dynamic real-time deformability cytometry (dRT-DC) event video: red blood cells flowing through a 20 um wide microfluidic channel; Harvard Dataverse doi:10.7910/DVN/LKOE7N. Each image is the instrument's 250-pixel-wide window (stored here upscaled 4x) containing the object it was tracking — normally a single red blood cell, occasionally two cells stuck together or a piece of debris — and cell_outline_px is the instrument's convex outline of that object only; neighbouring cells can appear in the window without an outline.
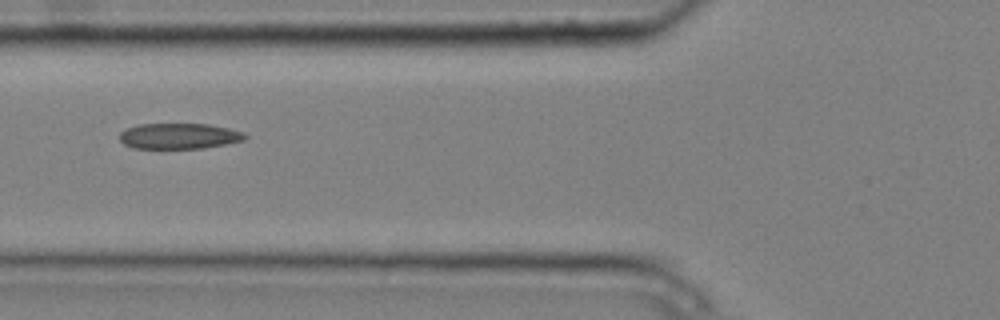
{"species": "common noctule bat (a hibernating species)", "species_latin": "Nyctalus noctula", "temperature_condition": "cold", "stored_images_in_passage": 10, "camera_frame_rate_fps": 3000, "um_per_image_px": 0.085, "animal": {"sex": "male", "body_mass_g": 20.4}, "frame": {"image": 1, "passage_image": 5, "time_ms": 1.333, "image_size_px": [1000, 320], "cell_outline_px": [[248, 136], [244, 140], [204, 148], [132, 148], [124, 144], [120, 140], [120, 132], [136, 124], [208, 124], [228, 128], [244, 132]], "centroid_in_image_um": [15.22, 11.56], "position_along_channel_um": 110.6, "area_um2": 18.73}}
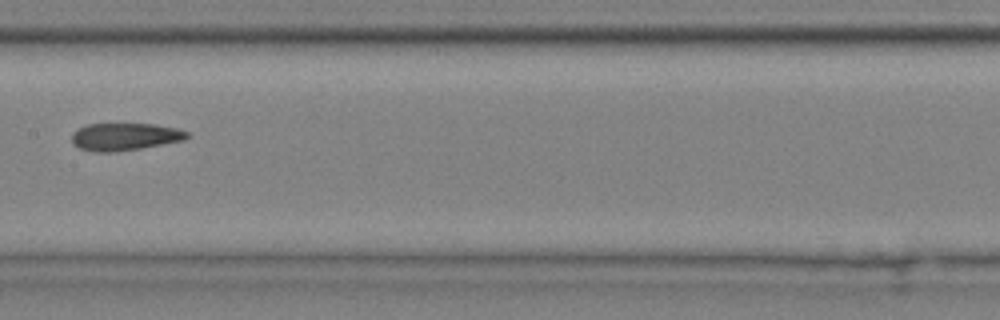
{"frame": {"image": 2, "passage_image": 7, "time_ms": 2.0, "image_size_px": [1000, 320], "cell_outline_px": [[192, 136], [184, 140], [140, 148], [112, 152], [92, 152], [80, 148], [72, 144], [72, 132], [88, 124], [156, 124], [176, 128], [188, 132]], "centroid_in_image_um": [10.61, 11.62], "position_along_channel_um": 196.8, "area_um2": 18.44}}
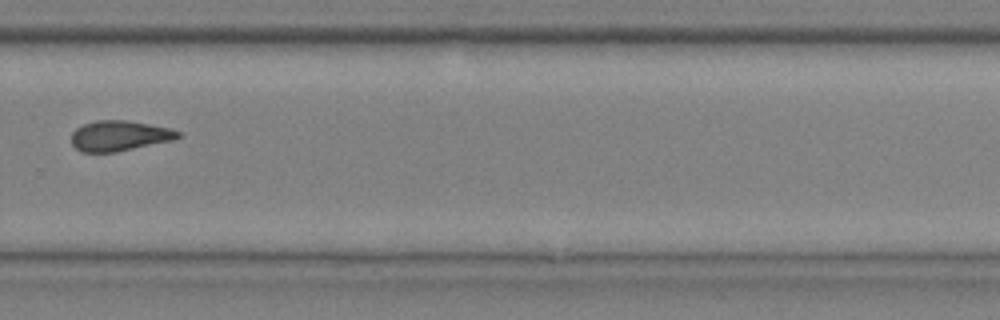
{"frame": {"image": 3, "passage_image": 10, "time_ms": 3.0, "image_size_px": [1000, 320], "cell_outline_px": [[180, 136], [172, 140], [116, 152], [80, 152], [72, 144], [72, 132], [76, 128], [84, 124], [96, 120], [124, 120], [172, 128], [180, 132]], "centroid_in_image_um": [10.13, 11.54], "position_along_channel_um": 319.7, "area_um2": 18.73}}